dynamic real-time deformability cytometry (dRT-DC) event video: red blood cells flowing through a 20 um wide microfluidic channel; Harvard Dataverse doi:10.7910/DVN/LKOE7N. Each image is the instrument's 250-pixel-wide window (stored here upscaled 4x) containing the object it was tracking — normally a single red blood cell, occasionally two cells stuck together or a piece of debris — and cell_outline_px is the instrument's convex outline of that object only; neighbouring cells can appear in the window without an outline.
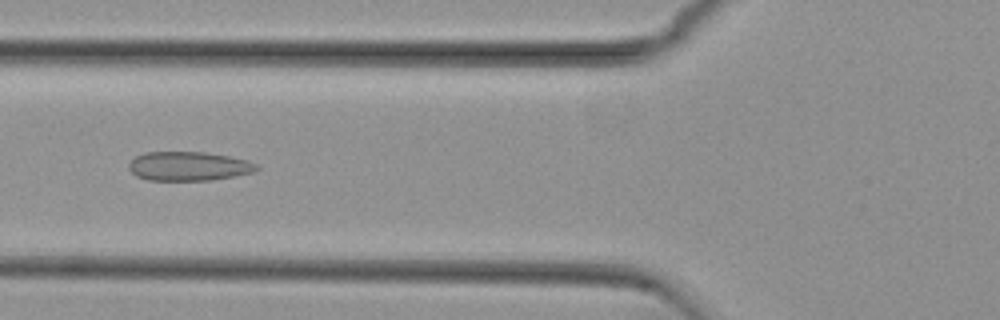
{"species": "common noctule bat (a hibernating species)", "species_latin": "Nyctalus noctula", "temperature_condition": "cold", "stored_images_in_passage": 52, "camera_frame_rate_fps": 3000, "um_per_image_px": 0.085, "animal": {"sex": "female", "body_mass_g": 29.2, "forearm_length_mm": 56.3}, "frame": {"image": 1, "passage_image": 20, "time_ms": 6.333, "image_size_px": [1000, 320], "cell_outline_px": [[260, 168], [256, 172], [236, 176], [212, 180], [148, 180], [136, 176], [128, 168], [128, 164], [136, 156], [144, 152], [204, 152], [228, 156], [248, 160], [256, 164]], "centroid_in_image_um": [16.06, 14.13], "position_along_channel_um": 109.7, "area_um2": 21.79}}
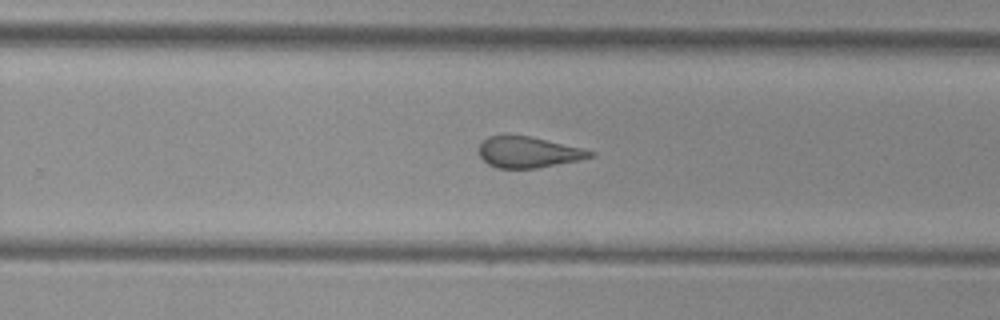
{"frame": {"image": 2, "passage_image": 34, "time_ms": 11.0, "image_size_px": [1000, 320], "cell_outline_px": [[596, 156], [580, 160], [536, 168], [496, 168], [488, 164], [480, 156], [480, 144], [488, 136], [528, 136], [580, 148], [596, 152]], "centroid_in_image_um": [44.92, 12.95], "position_along_channel_um": 284.9, "area_um2": 19.71}}
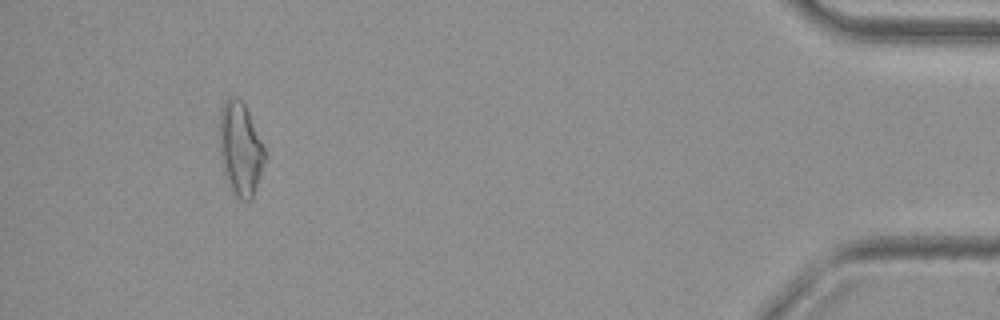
{"frame": {"image": 3, "passage_image": 50, "time_ms": 16.333, "image_size_px": [1000, 320], "cell_outline_px": [[264, 160], [252, 200], [240, 200], [236, 196], [224, 172], [220, 152], [220, 112], [224, 100], [232, 96], [236, 96], [244, 104], [248, 112], [264, 148]], "centroid_in_image_um": [20.41, 12.63], "position_along_channel_um": 414.8, "area_um2": 23.87}}